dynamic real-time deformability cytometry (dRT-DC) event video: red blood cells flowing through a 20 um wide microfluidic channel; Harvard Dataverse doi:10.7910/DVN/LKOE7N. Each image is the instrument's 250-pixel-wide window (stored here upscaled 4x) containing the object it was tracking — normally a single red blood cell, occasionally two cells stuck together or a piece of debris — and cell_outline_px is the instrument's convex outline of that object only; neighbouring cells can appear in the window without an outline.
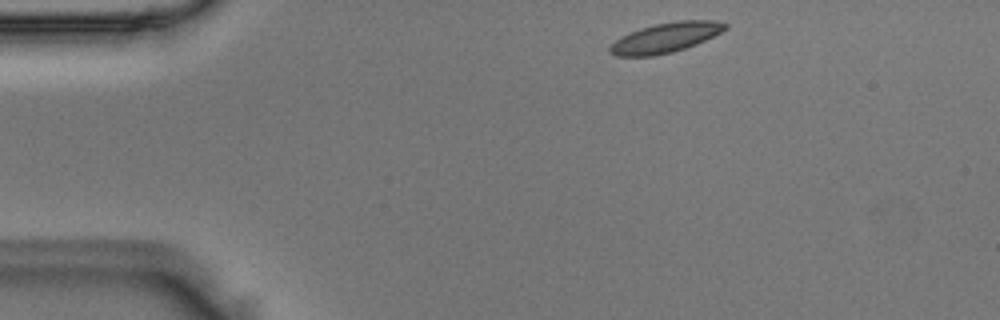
{"species": "Egyptian fruit bat (a non-hibernating species)", "species_latin": "Rousettus aegyptiacus", "temperature_condition": "room temperature", "stored_images_in_passage": 44, "camera_frame_rate_fps": 3000, "um_per_image_px": 0.085, "animal": {"sex": "male"}, "frame": {"image": 1, "passage_image": 1, "time_ms": 0.0, "image_size_px": [1000, 320], "cell_outline_px": [[728, 28], [696, 44], [672, 52], [652, 56], [616, 56], [608, 52], [608, 48], [620, 36], [640, 28], [656, 24], [676, 20], [712, 20], [728, 24]], "centroid_in_image_um": [56.54, 3.2], "position_along_channel_um": 28.5, "area_um2": 19.94}}
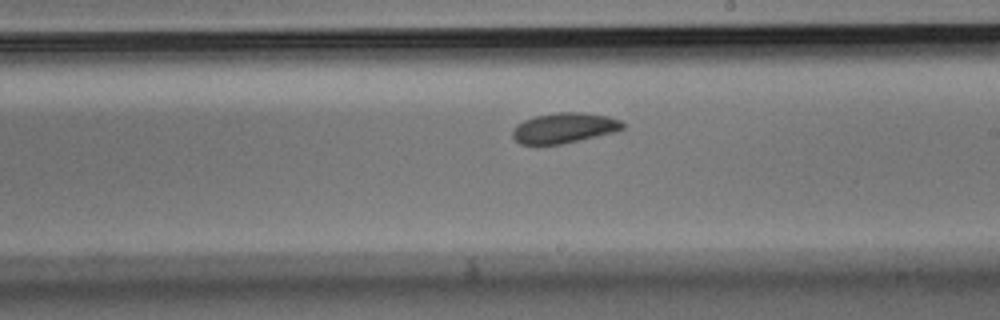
{"frame": {"image": 2, "passage_image": 22, "time_ms": 7.0, "image_size_px": [1000, 320], "cell_outline_px": [[624, 128], [616, 132], [560, 144], [520, 144], [512, 136], [512, 128], [516, 124], [524, 120], [536, 116], [556, 112], [588, 112], [608, 116], [620, 120], [624, 124]], "centroid_in_image_um": [47.96, 10.86], "position_along_channel_um": 241.0, "area_um2": 19.54}}
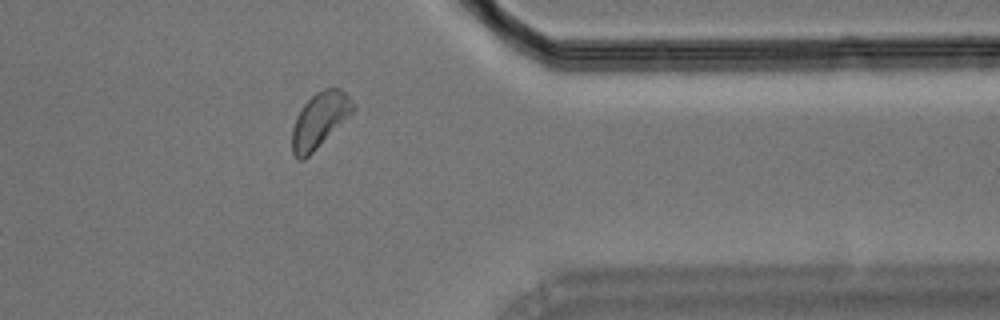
{"frame": {"image": 3, "passage_image": 34, "time_ms": 11.0, "image_size_px": [1000, 320], "cell_outline_px": [[356, 108], [304, 160], [296, 160], [292, 152], [292, 128], [296, 116], [304, 104], [316, 92], [324, 88], [340, 88], [356, 104]], "centroid_in_image_um": [27.14, 10.2], "position_along_channel_um": 384.3, "area_um2": 19.25}}